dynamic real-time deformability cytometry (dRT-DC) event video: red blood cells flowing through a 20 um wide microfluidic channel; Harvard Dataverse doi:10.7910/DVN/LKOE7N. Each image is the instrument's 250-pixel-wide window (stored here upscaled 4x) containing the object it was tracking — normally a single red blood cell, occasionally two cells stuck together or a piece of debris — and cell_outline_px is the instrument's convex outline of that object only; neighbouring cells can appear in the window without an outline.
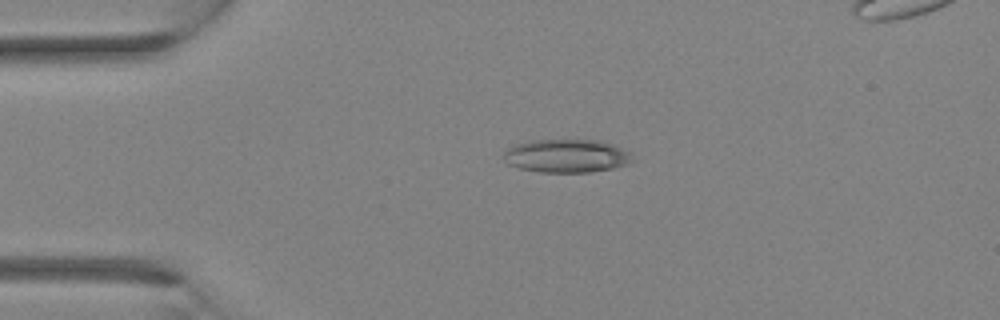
{"species": "Egyptian fruit bat (a non-hibernating species)", "species_latin": "Rousettus aegyptiacus", "temperature_condition": "room temperature", "stored_images_in_passage": 3, "camera_frame_rate_fps": 3000, "um_per_image_px": 0.085, "animal": {"sex": "female"}, "frame": {"image": 1, "passage_image": 2, "time_ms": 0.333, "image_size_px": [1000, 320], "cell_outline_px": [[636, 160], [628, 164], [612, 168], [592, 172], [540, 172], [516, 168], [508, 164], [504, 160], [504, 152], [508, 148], [516, 144], [532, 140], [596, 140], [612, 144], [628, 152]], "centroid_in_image_um": [48.14, 13.26], "position_along_channel_um": 36.9, "area_um2": 25.03}}